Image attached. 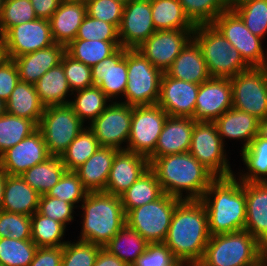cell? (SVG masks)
<instances>
[{
	"instance_id": "1",
	"label": "cell",
	"mask_w": 267,
	"mask_h": 266,
	"mask_svg": "<svg viewBox=\"0 0 267 266\" xmlns=\"http://www.w3.org/2000/svg\"><path fill=\"white\" fill-rule=\"evenodd\" d=\"M206 208L200 200H182L163 242L183 265L199 263L210 239Z\"/></svg>"
},
{
	"instance_id": "2",
	"label": "cell",
	"mask_w": 267,
	"mask_h": 266,
	"mask_svg": "<svg viewBox=\"0 0 267 266\" xmlns=\"http://www.w3.org/2000/svg\"><path fill=\"white\" fill-rule=\"evenodd\" d=\"M236 175L216 178L200 199L206 208L211 236L244 230L246 223L245 182Z\"/></svg>"
},
{
	"instance_id": "3",
	"label": "cell",
	"mask_w": 267,
	"mask_h": 266,
	"mask_svg": "<svg viewBox=\"0 0 267 266\" xmlns=\"http://www.w3.org/2000/svg\"><path fill=\"white\" fill-rule=\"evenodd\" d=\"M150 168L163 192L180 200H200L216 179L189 152L158 157L150 163ZM184 190L188 193L185 197Z\"/></svg>"
},
{
	"instance_id": "4",
	"label": "cell",
	"mask_w": 267,
	"mask_h": 266,
	"mask_svg": "<svg viewBox=\"0 0 267 266\" xmlns=\"http://www.w3.org/2000/svg\"><path fill=\"white\" fill-rule=\"evenodd\" d=\"M81 209L84 213L80 241L104 247L126 224L120 196L88 192Z\"/></svg>"
},
{
	"instance_id": "5",
	"label": "cell",
	"mask_w": 267,
	"mask_h": 266,
	"mask_svg": "<svg viewBox=\"0 0 267 266\" xmlns=\"http://www.w3.org/2000/svg\"><path fill=\"white\" fill-rule=\"evenodd\" d=\"M261 243L248 231L210 236L201 266H260Z\"/></svg>"
},
{
	"instance_id": "6",
	"label": "cell",
	"mask_w": 267,
	"mask_h": 266,
	"mask_svg": "<svg viewBox=\"0 0 267 266\" xmlns=\"http://www.w3.org/2000/svg\"><path fill=\"white\" fill-rule=\"evenodd\" d=\"M193 38L202 50L211 78L231 79L251 68L212 24L196 25Z\"/></svg>"
},
{
	"instance_id": "7",
	"label": "cell",
	"mask_w": 267,
	"mask_h": 266,
	"mask_svg": "<svg viewBox=\"0 0 267 266\" xmlns=\"http://www.w3.org/2000/svg\"><path fill=\"white\" fill-rule=\"evenodd\" d=\"M126 54L128 81L123 103L133 107L157 104L163 72L137 49H126Z\"/></svg>"
},
{
	"instance_id": "8",
	"label": "cell",
	"mask_w": 267,
	"mask_h": 266,
	"mask_svg": "<svg viewBox=\"0 0 267 266\" xmlns=\"http://www.w3.org/2000/svg\"><path fill=\"white\" fill-rule=\"evenodd\" d=\"M181 201L164 193L153 202L129 210L125 216L126 225L137 231L148 243H163L173 212Z\"/></svg>"
},
{
	"instance_id": "9",
	"label": "cell",
	"mask_w": 267,
	"mask_h": 266,
	"mask_svg": "<svg viewBox=\"0 0 267 266\" xmlns=\"http://www.w3.org/2000/svg\"><path fill=\"white\" fill-rule=\"evenodd\" d=\"M84 123L69 104L45 107L38 124L49 155L61 156L83 130Z\"/></svg>"
},
{
	"instance_id": "10",
	"label": "cell",
	"mask_w": 267,
	"mask_h": 266,
	"mask_svg": "<svg viewBox=\"0 0 267 266\" xmlns=\"http://www.w3.org/2000/svg\"><path fill=\"white\" fill-rule=\"evenodd\" d=\"M214 122H195L189 153L216 178H228L233 174Z\"/></svg>"
},
{
	"instance_id": "11",
	"label": "cell",
	"mask_w": 267,
	"mask_h": 266,
	"mask_svg": "<svg viewBox=\"0 0 267 266\" xmlns=\"http://www.w3.org/2000/svg\"><path fill=\"white\" fill-rule=\"evenodd\" d=\"M232 107L256 116L267 117V66L251 67L230 79Z\"/></svg>"
},
{
	"instance_id": "12",
	"label": "cell",
	"mask_w": 267,
	"mask_h": 266,
	"mask_svg": "<svg viewBox=\"0 0 267 266\" xmlns=\"http://www.w3.org/2000/svg\"><path fill=\"white\" fill-rule=\"evenodd\" d=\"M211 24L241 54L243 60L250 67L267 66L262 38L254 35L232 8L220 13Z\"/></svg>"
},
{
	"instance_id": "13",
	"label": "cell",
	"mask_w": 267,
	"mask_h": 266,
	"mask_svg": "<svg viewBox=\"0 0 267 266\" xmlns=\"http://www.w3.org/2000/svg\"><path fill=\"white\" fill-rule=\"evenodd\" d=\"M168 116L157 104L134 106L125 150L148 158L155 151L158 137Z\"/></svg>"
},
{
	"instance_id": "14",
	"label": "cell",
	"mask_w": 267,
	"mask_h": 266,
	"mask_svg": "<svg viewBox=\"0 0 267 266\" xmlns=\"http://www.w3.org/2000/svg\"><path fill=\"white\" fill-rule=\"evenodd\" d=\"M133 106L121 102H111L90 124L100 147L125 150L121 146L129 140Z\"/></svg>"
},
{
	"instance_id": "15",
	"label": "cell",
	"mask_w": 267,
	"mask_h": 266,
	"mask_svg": "<svg viewBox=\"0 0 267 266\" xmlns=\"http://www.w3.org/2000/svg\"><path fill=\"white\" fill-rule=\"evenodd\" d=\"M5 57L13 59L55 44L50 22L37 18L11 27L3 36Z\"/></svg>"
},
{
	"instance_id": "16",
	"label": "cell",
	"mask_w": 267,
	"mask_h": 266,
	"mask_svg": "<svg viewBox=\"0 0 267 266\" xmlns=\"http://www.w3.org/2000/svg\"><path fill=\"white\" fill-rule=\"evenodd\" d=\"M194 30L155 31L138 48L157 69L165 73L183 47L193 37Z\"/></svg>"
},
{
	"instance_id": "17",
	"label": "cell",
	"mask_w": 267,
	"mask_h": 266,
	"mask_svg": "<svg viewBox=\"0 0 267 266\" xmlns=\"http://www.w3.org/2000/svg\"><path fill=\"white\" fill-rule=\"evenodd\" d=\"M155 31L150 0H131L124 5L119 27V39L123 48H138Z\"/></svg>"
},
{
	"instance_id": "18",
	"label": "cell",
	"mask_w": 267,
	"mask_h": 266,
	"mask_svg": "<svg viewBox=\"0 0 267 266\" xmlns=\"http://www.w3.org/2000/svg\"><path fill=\"white\" fill-rule=\"evenodd\" d=\"M231 108L230 79L210 78L199 85L193 119L196 122H214Z\"/></svg>"
},
{
	"instance_id": "19",
	"label": "cell",
	"mask_w": 267,
	"mask_h": 266,
	"mask_svg": "<svg viewBox=\"0 0 267 266\" xmlns=\"http://www.w3.org/2000/svg\"><path fill=\"white\" fill-rule=\"evenodd\" d=\"M49 156L43 135L37 128L0 156V168L8 175L21 176L29 168L44 162Z\"/></svg>"
},
{
	"instance_id": "20",
	"label": "cell",
	"mask_w": 267,
	"mask_h": 266,
	"mask_svg": "<svg viewBox=\"0 0 267 266\" xmlns=\"http://www.w3.org/2000/svg\"><path fill=\"white\" fill-rule=\"evenodd\" d=\"M199 85L170 77L166 72L161 78L159 105L171 117L194 118Z\"/></svg>"
},
{
	"instance_id": "21",
	"label": "cell",
	"mask_w": 267,
	"mask_h": 266,
	"mask_svg": "<svg viewBox=\"0 0 267 266\" xmlns=\"http://www.w3.org/2000/svg\"><path fill=\"white\" fill-rule=\"evenodd\" d=\"M93 85L110 99L124 96L127 86L126 48L119 47L112 55L91 67Z\"/></svg>"
},
{
	"instance_id": "22",
	"label": "cell",
	"mask_w": 267,
	"mask_h": 266,
	"mask_svg": "<svg viewBox=\"0 0 267 266\" xmlns=\"http://www.w3.org/2000/svg\"><path fill=\"white\" fill-rule=\"evenodd\" d=\"M149 168L150 163L146 156L119 150L110 169L105 193L120 196Z\"/></svg>"
},
{
	"instance_id": "23",
	"label": "cell",
	"mask_w": 267,
	"mask_h": 266,
	"mask_svg": "<svg viewBox=\"0 0 267 266\" xmlns=\"http://www.w3.org/2000/svg\"><path fill=\"white\" fill-rule=\"evenodd\" d=\"M195 122L190 117L168 116L158 137L155 151L148 157L149 163L164 155L187 153Z\"/></svg>"
},
{
	"instance_id": "24",
	"label": "cell",
	"mask_w": 267,
	"mask_h": 266,
	"mask_svg": "<svg viewBox=\"0 0 267 266\" xmlns=\"http://www.w3.org/2000/svg\"><path fill=\"white\" fill-rule=\"evenodd\" d=\"M66 46L55 43L50 47L13 58L20 81L35 84L43 74L61 63Z\"/></svg>"
},
{
	"instance_id": "25",
	"label": "cell",
	"mask_w": 267,
	"mask_h": 266,
	"mask_svg": "<svg viewBox=\"0 0 267 266\" xmlns=\"http://www.w3.org/2000/svg\"><path fill=\"white\" fill-rule=\"evenodd\" d=\"M166 73L175 79L200 85L211 78L202 50L192 37Z\"/></svg>"
},
{
	"instance_id": "26",
	"label": "cell",
	"mask_w": 267,
	"mask_h": 266,
	"mask_svg": "<svg viewBox=\"0 0 267 266\" xmlns=\"http://www.w3.org/2000/svg\"><path fill=\"white\" fill-rule=\"evenodd\" d=\"M245 196L244 230L263 243L267 241V182H245Z\"/></svg>"
},
{
	"instance_id": "27",
	"label": "cell",
	"mask_w": 267,
	"mask_h": 266,
	"mask_svg": "<svg viewBox=\"0 0 267 266\" xmlns=\"http://www.w3.org/2000/svg\"><path fill=\"white\" fill-rule=\"evenodd\" d=\"M118 151L111 147H99L83 165L74 171L88 192H105L110 169Z\"/></svg>"
},
{
	"instance_id": "28",
	"label": "cell",
	"mask_w": 267,
	"mask_h": 266,
	"mask_svg": "<svg viewBox=\"0 0 267 266\" xmlns=\"http://www.w3.org/2000/svg\"><path fill=\"white\" fill-rule=\"evenodd\" d=\"M86 14V4L62 0L49 19L54 42L67 46L75 40Z\"/></svg>"
},
{
	"instance_id": "29",
	"label": "cell",
	"mask_w": 267,
	"mask_h": 266,
	"mask_svg": "<svg viewBox=\"0 0 267 266\" xmlns=\"http://www.w3.org/2000/svg\"><path fill=\"white\" fill-rule=\"evenodd\" d=\"M40 196L21 176L7 174L2 210L32 216L38 211Z\"/></svg>"
},
{
	"instance_id": "30",
	"label": "cell",
	"mask_w": 267,
	"mask_h": 266,
	"mask_svg": "<svg viewBox=\"0 0 267 266\" xmlns=\"http://www.w3.org/2000/svg\"><path fill=\"white\" fill-rule=\"evenodd\" d=\"M214 123L223 144L225 142L223 139L226 137L234 140L242 139L245 141L242 150L258 134L259 119L234 107L223 113Z\"/></svg>"
},
{
	"instance_id": "31",
	"label": "cell",
	"mask_w": 267,
	"mask_h": 266,
	"mask_svg": "<svg viewBox=\"0 0 267 266\" xmlns=\"http://www.w3.org/2000/svg\"><path fill=\"white\" fill-rule=\"evenodd\" d=\"M45 110L35 85L19 81L6 101V113L32 120L37 126Z\"/></svg>"
},
{
	"instance_id": "32",
	"label": "cell",
	"mask_w": 267,
	"mask_h": 266,
	"mask_svg": "<svg viewBox=\"0 0 267 266\" xmlns=\"http://www.w3.org/2000/svg\"><path fill=\"white\" fill-rule=\"evenodd\" d=\"M156 31L195 30L196 25L186 15L179 0H150Z\"/></svg>"
},
{
	"instance_id": "33",
	"label": "cell",
	"mask_w": 267,
	"mask_h": 266,
	"mask_svg": "<svg viewBox=\"0 0 267 266\" xmlns=\"http://www.w3.org/2000/svg\"><path fill=\"white\" fill-rule=\"evenodd\" d=\"M34 85L36 92L45 107L66 105L70 103L65 97L72 91L68 85L64 68L61 63L43 74Z\"/></svg>"
},
{
	"instance_id": "34",
	"label": "cell",
	"mask_w": 267,
	"mask_h": 266,
	"mask_svg": "<svg viewBox=\"0 0 267 266\" xmlns=\"http://www.w3.org/2000/svg\"><path fill=\"white\" fill-rule=\"evenodd\" d=\"M164 194L157 176L149 168L120 195L125 214L132 209L153 202Z\"/></svg>"
},
{
	"instance_id": "35",
	"label": "cell",
	"mask_w": 267,
	"mask_h": 266,
	"mask_svg": "<svg viewBox=\"0 0 267 266\" xmlns=\"http://www.w3.org/2000/svg\"><path fill=\"white\" fill-rule=\"evenodd\" d=\"M66 171L62 157L50 155L44 162L29 168L21 177L40 195H44L59 182Z\"/></svg>"
},
{
	"instance_id": "36",
	"label": "cell",
	"mask_w": 267,
	"mask_h": 266,
	"mask_svg": "<svg viewBox=\"0 0 267 266\" xmlns=\"http://www.w3.org/2000/svg\"><path fill=\"white\" fill-rule=\"evenodd\" d=\"M147 245L148 242L137 231L125 224L103 248L128 266H132Z\"/></svg>"
},
{
	"instance_id": "37",
	"label": "cell",
	"mask_w": 267,
	"mask_h": 266,
	"mask_svg": "<svg viewBox=\"0 0 267 266\" xmlns=\"http://www.w3.org/2000/svg\"><path fill=\"white\" fill-rule=\"evenodd\" d=\"M119 47H121L120 41L75 39L66 46V53L73 59L92 67L112 55Z\"/></svg>"
},
{
	"instance_id": "38",
	"label": "cell",
	"mask_w": 267,
	"mask_h": 266,
	"mask_svg": "<svg viewBox=\"0 0 267 266\" xmlns=\"http://www.w3.org/2000/svg\"><path fill=\"white\" fill-rule=\"evenodd\" d=\"M241 152L248 172L240 173L238 180L248 183L267 182V139L257 134Z\"/></svg>"
},
{
	"instance_id": "39",
	"label": "cell",
	"mask_w": 267,
	"mask_h": 266,
	"mask_svg": "<svg viewBox=\"0 0 267 266\" xmlns=\"http://www.w3.org/2000/svg\"><path fill=\"white\" fill-rule=\"evenodd\" d=\"M75 92L76 98L70 100L69 105L83 123L88 119L91 124L105 110L107 103L111 102L96 85Z\"/></svg>"
},
{
	"instance_id": "40",
	"label": "cell",
	"mask_w": 267,
	"mask_h": 266,
	"mask_svg": "<svg viewBox=\"0 0 267 266\" xmlns=\"http://www.w3.org/2000/svg\"><path fill=\"white\" fill-rule=\"evenodd\" d=\"M65 229L64 224L38 211L31 216V240L37 247H63L68 242H61Z\"/></svg>"
},
{
	"instance_id": "41",
	"label": "cell",
	"mask_w": 267,
	"mask_h": 266,
	"mask_svg": "<svg viewBox=\"0 0 267 266\" xmlns=\"http://www.w3.org/2000/svg\"><path fill=\"white\" fill-rule=\"evenodd\" d=\"M100 147L94 132L86 126L61 155L67 171H75Z\"/></svg>"
},
{
	"instance_id": "42",
	"label": "cell",
	"mask_w": 267,
	"mask_h": 266,
	"mask_svg": "<svg viewBox=\"0 0 267 266\" xmlns=\"http://www.w3.org/2000/svg\"><path fill=\"white\" fill-rule=\"evenodd\" d=\"M30 119L8 113L0 117V156L37 129Z\"/></svg>"
},
{
	"instance_id": "43",
	"label": "cell",
	"mask_w": 267,
	"mask_h": 266,
	"mask_svg": "<svg viewBox=\"0 0 267 266\" xmlns=\"http://www.w3.org/2000/svg\"><path fill=\"white\" fill-rule=\"evenodd\" d=\"M231 8L241 17L245 26L260 38L267 33V0H240Z\"/></svg>"
},
{
	"instance_id": "44",
	"label": "cell",
	"mask_w": 267,
	"mask_h": 266,
	"mask_svg": "<svg viewBox=\"0 0 267 266\" xmlns=\"http://www.w3.org/2000/svg\"><path fill=\"white\" fill-rule=\"evenodd\" d=\"M37 248L32 240L0 238V266H29Z\"/></svg>"
},
{
	"instance_id": "45",
	"label": "cell",
	"mask_w": 267,
	"mask_h": 266,
	"mask_svg": "<svg viewBox=\"0 0 267 266\" xmlns=\"http://www.w3.org/2000/svg\"><path fill=\"white\" fill-rule=\"evenodd\" d=\"M186 15L195 24H211L217 16L231 8L226 0H179Z\"/></svg>"
},
{
	"instance_id": "46",
	"label": "cell",
	"mask_w": 267,
	"mask_h": 266,
	"mask_svg": "<svg viewBox=\"0 0 267 266\" xmlns=\"http://www.w3.org/2000/svg\"><path fill=\"white\" fill-rule=\"evenodd\" d=\"M37 19L30 0H10L4 2L0 19V35L3 36L11 27Z\"/></svg>"
},
{
	"instance_id": "47",
	"label": "cell",
	"mask_w": 267,
	"mask_h": 266,
	"mask_svg": "<svg viewBox=\"0 0 267 266\" xmlns=\"http://www.w3.org/2000/svg\"><path fill=\"white\" fill-rule=\"evenodd\" d=\"M87 193L79 176L74 171H66L46 195L74 205L83 202Z\"/></svg>"
},
{
	"instance_id": "48",
	"label": "cell",
	"mask_w": 267,
	"mask_h": 266,
	"mask_svg": "<svg viewBox=\"0 0 267 266\" xmlns=\"http://www.w3.org/2000/svg\"><path fill=\"white\" fill-rule=\"evenodd\" d=\"M103 247L85 242H67L63 246L61 266H94L97 255Z\"/></svg>"
},
{
	"instance_id": "49",
	"label": "cell",
	"mask_w": 267,
	"mask_h": 266,
	"mask_svg": "<svg viewBox=\"0 0 267 266\" xmlns=\"http://www.w3.org/2000/svg\"><path fill=\"white\" fill-rule=\"evenodd\" d=\"M31 240V216L0 211V238Z\"/></svg>"
},
{
	"instance_id": "50",
	"label": "cell",
	"mask_w": 267,
	"mask_h": 266,
	"mask_svg": "<svg viewBox=\"0 0 267 266\" xmlns=\"http://www.w3.org/2000/svg\"><path fill=\"white\" fill-rule=\"evenodd\" d=\"M75 39L120 41L119 29L113 24L95 19L86 14Z\"/></svg>"
},
{
	"instance_id": "51",
	"label": "cell",
	"mask_w": 267,
	"mask_h": 266,
	"mask_svg": "<svg viewBox=\"0 0 267 266\" xmlns=\"http://www.w3.org/2000/svg\"><path fill=\"white\" fill-rule=\"evenodd\" d=\"M61 64L63 65L68 85L72 91L70 95L75 91L93 86L91 67L73 59L67 53L63 55Z\"/></svg>"
},
{
	"instance_id": "52",
	"label": "cell",
	"mask_w": 267,
	"mask_h": 266,
	"mask_svg": "<svg viewBox=\"0 0 267 266\" xmlns=\"http://www.w3.org/2000/svg\"><path fill=\"white\" fill-rule=\"evenodd\" d=\"M124 4L117 0H90L86 3L87 15L113 24L118 29L122 21Z\"/></svg>"
},
{
	"instance_id": "53",
	"label": "cell",
	"mask_w": 267,
	"mask_h": 266,
	"mask_svg": "<svg viewBox=\"0 0 267 266\" xmlns=\"http://www.w3.org/2000/svg\"><path fill=\"white\" fill-rule=\"evenodd\" d=\"M132 266H184L164 243H148Z\"/></svg>"
},
{
	"instance_id": "54",
	"label": "cell",
	"mask_w": 267,
	"mask_h": 266,
	"mask_svg": "<svg viewBox=\"0 0 267 266\" xmlns=\"http://www.w3.org/2000/svg\"><path fill=\"white\" fill-rule=\"evenodd\" d=\"M74 207L76 208L77 205L44 194L40 196L38 212L50 219L57 220L66 226L67 223L74 219Z\"/></svg>"
},
{
	"instance_id": "55",
	"label": "cell",
	"mask_w": 267,
	"mask_h": 266,
	"mask_svg": "<svg viewBox=\"0 0 267 266\" xmlns=\"http://www.w3.org/2000/svg\"><path fill=\"white\" fill-rule=\"evenodd\" d=\"M20 81L17 66L13 59L4 58L0 62V99L5 102Z\"/></svg>"
},
{
	"instance_id": "56",
	"label": "cell",
	"mask_w": 267,
	"mask_h": 266,
	"mask_svg": "<svg viewBox=\"0 0 267 266\" xmlns=\"http://www.w3.org/2000/svg\"><path fill=\"white\" fill-rule=\"evenodd\" d=\"M63 247H38L29 266H61Z\"/></svg>"
},
{
	"instance_id": "57",
	"label": "cell",
	"mask_w": 267,
	"mask_h": 266,
	"mask_svg": "<svg viewBox=\"0 0 267 266\" xmlns=\"http://www.w3.org/2000/svg\"><path fill=\"white\" fill-rule=\"evenodd\" d=\"M62 0H30L37 18L49 20Z\"/></svg>"
},
{
	"instance_id": "58",
	"label": "cell",
	"mask_w": 267,
	"mask_h": 266,
	"mask_svg": "<svg viewBox=\"0 0 267 266\" xmlns=\"http://www.w3.org/2000/svg\"><path fill=\"white\" fill-rule=\"evenodd\" d=\"M94 266H128L118 257L110 254L106 249L102 248L96 258Z\"/></svg>"
},
{
	"instance_id": "59",
	"label": "cell",
	"mask_w": 267,
	"mask_h": 266,
	"mask_svg": "<svg viewBox=\"0 0 267 266\" xmlns=\"http://www.w3.org/2000/svg\"><path fill=\"white\" fill-rule=\"evenodd\" d=\"M258 135L267 139V117L259 120Z\"/></svg>"
},
{
	"instance_id": "60",
	"label": "cell",
	"mask_w": 267,
	"mask_h": 266,
	"mask_svg": "<svg viewBox=\"0 0 267 266\" xmlns=\"http://www.w3.org/2000/svg\"><path fill=\"white\" fill-rule=\"evenodd\" d=\"M6 176L7 173L0 168V211L2 210L3 191H4Z\"/></svg>"
},
{
	"instance_id": "61",
	"label": "cell",
	"mask_w": 267,
	"mask_h": 266,
	"mask_svg": "<svg viewBox=\"0 0 267 266\" xmlns=\"http://www.w3.org/2000/svg\"><path fill=\"white\" fill-rule=\"evenodd\" d=\"M260 266H267V241L261 243Z\"/></svg>"
},
{
	"instance_id": "62",
	"label": "cell",
	"mask_w": 267,
	"mask_h": 266,
	"mask_svg": "<svg viewBox=\"0 0 267 266\" xmlns=\"http://www.w3.org/2000/svg\"><path fill=\"white\" fill-rule=\"evenodd\" d=\"M5 58L3 37L0 35V62Z\"/></svg>"
},
{
	"instance_id": "63",
	"label": "cell",
	"mask_w": 267,
	"mask_h": 266,
	"mask_svg": "<svg viewBox=\"0 0 267 266\" xmlns=\"http://www.w3.org/2000/svg\"><path fill=\"white\" fill-rule=\"evenodd\" d=\"M6 113V102L0 99V117Z\"/></svg>"
},
{
	"instance_id": "64",
	"label": "cell",
	"mask_w": 267,
	"mask_h": 266,
	"mask_svg": "<svg viewBox=\"0 0 267 266\" xmlns=\"http://www.w3.org/2000/svg\"><path fill=\"white\" fill-rule=\"evenodd\" d=\"M66 1L86 4V3L89 2L90 0H66Z\"/></svg>"
},
{
	"instance_id": "65",
	"label": "cell",
	"mask_w": 267,
	"mask_h": 266,
	"mask_svg": "<svg viewBox=\"0 0 267 266\" xmlns=\"http://www.w3.org/2000/svg\"><path fill=\"white\" fill-rule=\"evenodd\" d=\"M227 3L232 6L233 4H235L236 2L240 1V0H226Z\"/></svg>"
},
{
	"instance_id": "66",
	"label": "cell",
	"mask_w": 267,
	"mask_h": 266,
	"mask_svg": "<svg viewBox=\"0 0 267 266\" xmlns=\"http://www.w3.org/2000/svg\"><path fill=\"white\" fill-rule=\"evenodd\" d=\"M3 4H4V1L0 0V19H1V16H2Z\"/></svg>"
},
{
	"instance_id": "67",
	"label": "cell",
	"mask_w": 267,
	"mask_h": 266,
	"mask_svg": "<svg viewBox=\"0 0 267 266\" xmlns=\"http://www.w3.org/2000/svg\"><path fill=\"white\" fill-rule=\"evenodd\" d=\"M117 1H120L125 5V4L129 3L131 0H117Z\"/></svg>"
},
{
	"instance_id": "68",
	"label": "cell",
	"mask_w": 267,
	"mask_h": 266,
	"mask_svg": "<svg viewBox=\"0 0 267 266\" xmlns=\"http://www.w3.org/2000/svg\"><path fill=\"white\" fill-rule=\"evenodd\" d=\"M184 266H201L199 263H196V264H189V265H184Z\"/></svg>"
}]
</instances>
